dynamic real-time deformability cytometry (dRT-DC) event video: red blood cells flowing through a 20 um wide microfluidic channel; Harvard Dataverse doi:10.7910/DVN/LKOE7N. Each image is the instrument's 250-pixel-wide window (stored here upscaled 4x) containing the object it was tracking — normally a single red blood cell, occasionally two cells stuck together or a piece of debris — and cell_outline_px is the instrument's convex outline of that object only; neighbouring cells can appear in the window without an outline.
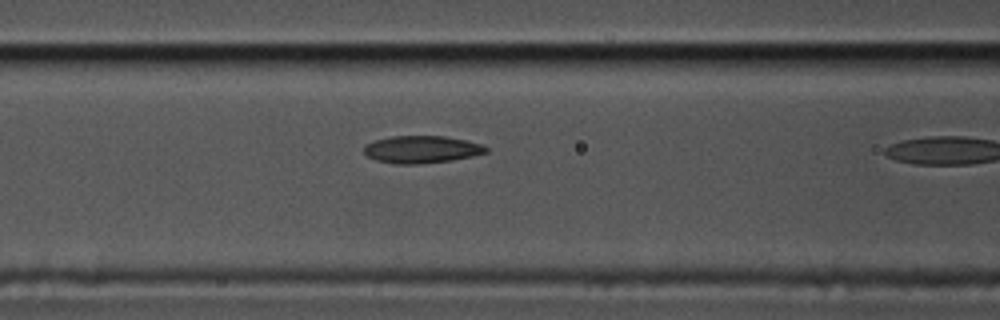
{"species": "common noctule bat (a hibernating species)", "species_latin": "Nyctalus noctula", "temperature_condition": "cold", "stored_images_in_passage": 10, "camera_frame_rate_fps": 3000, "um_per_image_px": 0.085, "animal": {"sex": "male", "body_mass_g": 17.5, "forearm_length_mm": 52.3}, "frame": {"image": 1, "passage_image": 9, "time_ms": 2.667, "image_size_px": [1000, 320], "cell_outline_px": [[488, 152], [472, 156], [452, 160], [416, 164], [396, 164], [376, 160], [368, 156], [364, 152], [364, 144], [376, 140], [392, 136], [444, 136], [464, 140], [480, 144], [488, 148]], "centroid_in_image_um": [35.82, 12.7], "position_along_channel_um": 130.8, "area_um2": 19.31}}